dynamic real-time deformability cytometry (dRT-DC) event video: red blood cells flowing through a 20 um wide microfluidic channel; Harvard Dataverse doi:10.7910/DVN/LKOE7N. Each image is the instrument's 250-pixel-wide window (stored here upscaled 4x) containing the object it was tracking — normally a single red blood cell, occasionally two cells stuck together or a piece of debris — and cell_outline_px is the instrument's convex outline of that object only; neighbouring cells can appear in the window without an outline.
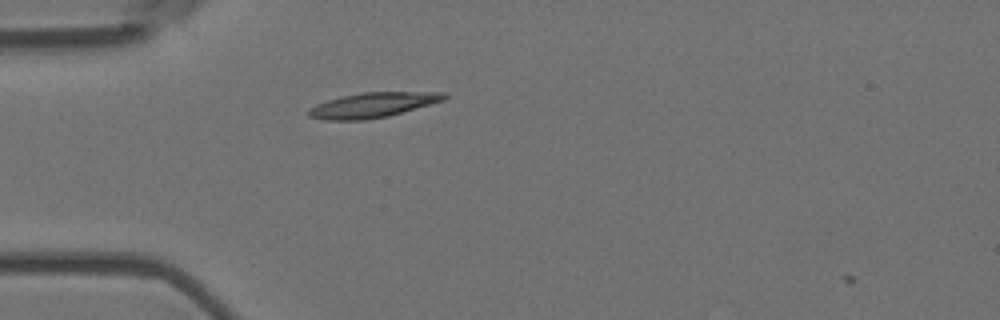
{"species": "Egyptian fruit bat (a non-hibernating species)", "species_latin": "Rousettus aegyptiacus", "temperature_condition": "room temperature", "stored_images_in_passage": 1, "camera_frame_rate_fps": 3000, "um_per_image_px": 0.085, "animal": {"sex": "female"}, "frame": {"image": 1, "passage_image": 1, "time_ms": 0.0, "image_size_px": [1000, 320], "cell_outline_px": [[448, 96], [444, 100], [388, 116], [364, 120], [324, 120], [308, 116], [308, 108], [316, 104], [328, 100], [344, 96], [364, 92], [448, 92]], "centroid_in_image_um": [31.68, 8.93], "position_along_channel_um": 53.3, "area_um2": 19.59}}